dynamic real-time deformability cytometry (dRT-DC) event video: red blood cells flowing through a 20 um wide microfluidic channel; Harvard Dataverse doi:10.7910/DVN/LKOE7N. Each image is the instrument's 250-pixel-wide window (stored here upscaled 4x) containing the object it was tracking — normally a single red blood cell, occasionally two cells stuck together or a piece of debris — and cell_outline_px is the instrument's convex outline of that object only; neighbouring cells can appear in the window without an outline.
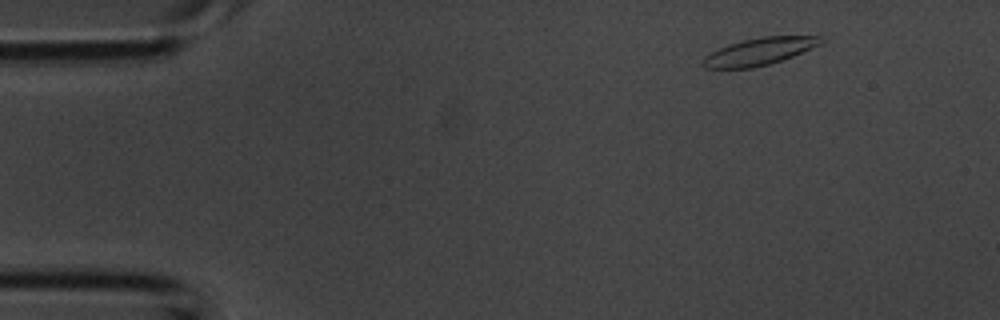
{"species": "common noctule bat (a hibernating species)", "species_latin": "Nyctalus noctula", "temperature_condition": "room temperature", "stored_images_in_passage": 3, "camera_frame_rate_fps": 3000, "um_per_image_px": 0.085, "animal": {"sex": "male", "body_mass_g": 20.1, "forearm_length_mm": 53.5}, "frame": {"image": 1, "passage_image": 1, "time_ms": 0.0, "image_size_px": [1000, 320], "cell_outline_px": [[824, 40], [820, 44], [792, 56], [768, 64], [752, 68], [704, 68], [700, 64], [704, 56], [720, 48], [744, 40], [760, 36], [820, 36]], "centroid_in_image_um": [64.51, 4.38], "position_along_channel_um": 20.5, "area_um2": 18.38}}
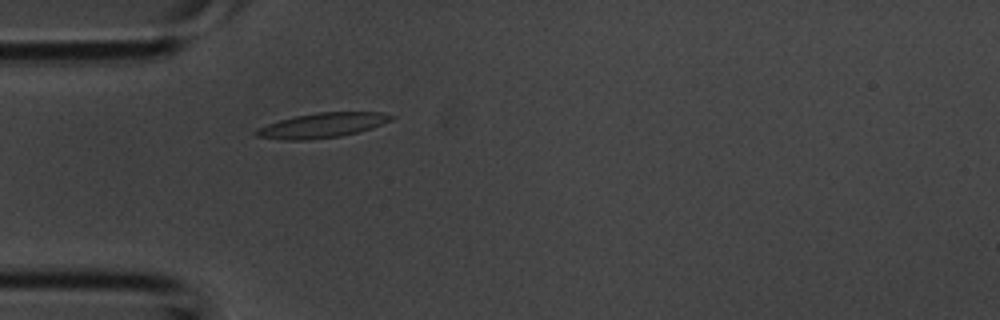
{"frame": {"image": 2, "passage_image": 3, "time_ms": 0.667, "image_size_px": [1000, 320], "cell_outline_px": [[396, 116], [392, 120], [372, 128], [340, 136], [308, 140], [284, 140], [256, 136], [252, 132], [256, 128], [280, 120], [296, 116], [316, 112], [380, 112]], "centroid_in_image_um": [27.37, 10.65], "position_along_channel_um": 57.6, "area_um2": 19.48}}